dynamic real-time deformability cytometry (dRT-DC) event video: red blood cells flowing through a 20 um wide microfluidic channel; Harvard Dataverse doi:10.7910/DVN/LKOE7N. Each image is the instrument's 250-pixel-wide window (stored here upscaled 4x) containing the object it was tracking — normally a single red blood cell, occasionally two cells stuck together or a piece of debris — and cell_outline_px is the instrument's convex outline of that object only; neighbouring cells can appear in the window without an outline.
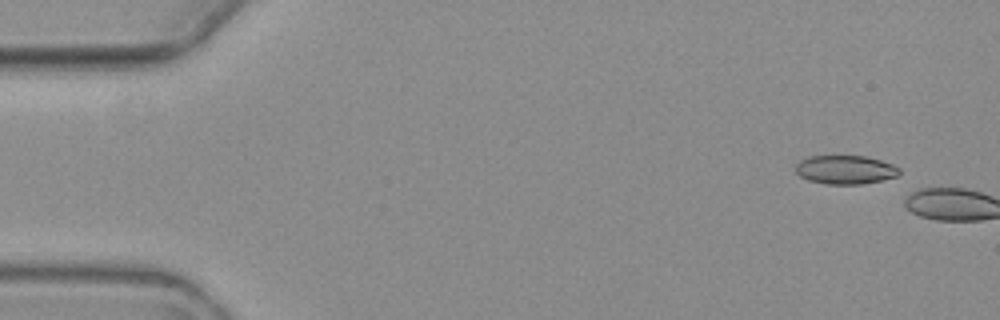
{"species": "common noctule bat (a hibernating species)", "species_latin": "Nyctalus noctula", "temperature_condition": "warm", "stored_images_in_passage": 2, "camera_frame_rate_fps": 3000, "um_per_image_px": 0.085, "animal": {"sex": "female", "body_mass_g": 19.3, "forearm_length_mm": 54.1}, "frame": {"image": 1, "passage_image": 1, "time_ms": 0.0, "image_size_px": [1000, 320], "cell_outline_px": [[900, 172], [896, 176], [880, 180], [860, 184], [824, 184], [808, 180], [800, 176], [796, 172], [796, 164], [800, 160], [808, 156], [864, 156], [880, 160], [892, 164], [900, 168]], "centroid_in_image_um": [71.82, 14.42], "position_along_channel_um": 13.2, "area_um2": 17.28}}